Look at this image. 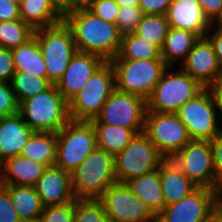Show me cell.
I'll return each instance as SVG.
<instances>
[{
	"instance_id": "obj_20",
	"label": "cell",
	"mask_w": 222,
	"mask_h": 222,
	"mask_svg": "<svg viewBox=\"0 0 222 222\" xmlns=\"http://www.w3.org/2000/svg\"><path fill=\"white\" fill-rule=\"evenodd\" d=\"M35 131L30 129L19 113L0 119V163L20 156L21 150Z\"/></svg>"
},
{
	"instance_id": "obj_43",
	"label": "cell",
	"mask_w": 222,
	"mask_h": 222,
	"mask_svg": "<svg viewBox=\"0 0 222 222\" xmlns=\"http://www.w3.org/2000/svg\"><path fill=\"white\" fill-rule=\"evenodd\" d=\"M63 16L73 10L87 8L91 0H52Z\"/></svg>"
},
{
	"instance_id": "obj_8",
	"label": "cell",
	"mask_w": 222,
	"mask_h": 222,
	"mask_svg": "<svg viewBox=\"0 0 222 222\" xmlns=\"http://www.w3.org/2000/svg\"><path fill=\"white\" fill-rule=\"evenodd\" d=\"M116 89L148 100L168 65L163 59L110 61Z\"/></svg>"
},
{
	"instance_id": "obj_31",
	"label": "cell",
	"mask_w": 222,
	"mask_h": 222,
	"mask_svg": "<svg viewBox=\"0 0 222 222\" xmlns=\"http://www.w3.org/2000/svg\"><path fill=\"white\" fill-rule=\"evenodd\" d=\"M52 83L47 77H38L24 71H15L11 86L18 104L39 92L47 90Z\"/></svg>"
},
{
	"instance_id": "obj_4",
	"label": "cell",
	"mask_w": 222,
	"mask_h": 222,
	"mask_svg": "<svg viewBox=\"0 0 222 222\" xmlns=\"http://www.w3.org/2000/svg\"><path fill=\"white\" fill-rule=\"evenodd\" d=\"M34 36L45 60L47 78L56 85L77 52L72 31L63 20L51 26L35 29Z\"/></svg>"
},
{
	"instance_id": "obj_1",
	"label": "cell",
	"mask_w": 222,
	"mask_h": 222,
	"mask_svg": "<svg viewBox=\"0 0 222 222\" xmlns=\"http://www.w3.org/2000/svg\"><path fill=\"white\" fill-rule=\"evenodd\" d=\"M63 20L72 31L77 51L97 55L105 62L116 57L122 40L116 24L104 21L88 8L70 11Z\"/></svg>"
},
{
	"instance_id": "obj_25",
	"label": "cell",
	"mask_w": 222,
	"mask_h": 222,
	"mask_svg": "<svg viewBox=\"0 0 222 222\" xmlns=\"http://www.w3.org/2000/svg\"><path fill=\"white\" fill-rule=\"evenodd\" d=\"M19 9L21 19L34 30L63 21V14L52 0H23Z\"/></svg>"
},
{
	"instance_id": "obj_17",
	"label": "cell",
	"mask_w": 222,
	"mask_h": 222,
	"mask_svg": "<svg viewBox=\"0 0 222 222\" xmlns=\"http://www.w3.org/2000/svg\"><path fill=\"white\" fill-rule=\"evenodd\" d=\"M104 63L105 61L97 55L77 51L62 78L56 83L58 92L69 102Z\"/></svg>"
},
{
	"instance_id": "obj_38",
	"label": "cell",
	"mask_w": 222,
	"mask_h": 222,
	"mask_svg": "<svg viewBox=\"0 0 222 222\" xmlns=\"http://www.w3.org/2000/svg\"><path fill=\"white\" fill-rule=\"evenodd\" d=\"M18 106L11 83L0 82V119L18 113Z\"/></svg>"
},
{
	"instance_id": "obj_47",
	"label": "cell",
	"mask_w": 222,
	"mask_h": 222,
	"mask_svg": "<svg viewBox=\"0 0 222 222\" xmlns=\"http://www.w3.org/2000/svg\"><path fill=\"white\" fill-rule=\"evenodd\" d=\"M213 94L217 111L222 114V77L209 87Z\"/></svg>"
},
{
	"instance_id": "obj_28",
	"label": "cell",
	"mask_w": 222,
	"mask_h": 222,
	"mask_svg": "<svg viewBox=\"0 0 222 222\" xmlns=\"http://www.w3.org/2000/svg\"><path fill=\"white\" fill-rule=\"evenodd\" d=\"M15 71H24L38 77H47V69L35 36L26 43L11 49Z\"/></svg>"
},
{
	"instance_id": "obj_41",
	"label": "cell",
	"mask_w": 222,
	"mask_h": 222,
	"mask_svg": "<svg viewBox=\"0 0 222 222\" xmlns=\"http://www.w3.org/2000/svg\"><path fill=\"white\" fill-rule=\"evenodd\" d=\"M210 142L212 148L213 166L218 181V190H222V132Z\"/></svg>"
},
{
	"instance_id": "obj_7",
	"label": "cell",
	"mask_w": 222,
	"mask_h": 222,
	"mask_svg": "<svg viewBox=\"0 0 222 222\" xmlns=\"http://www.w3.org/2000/svg\"><path fill=\"white\" fill-rule=\"evenodd\" d=\"M55 165L72 173L97 148L96 131L91 121L69 120L57 133Z\"/></svg>"
},
{
	"instance_id": "obj_23",
	"label": "cell",
	"mask_w": 222,
	"mask_h": 222,
	"mask_svg": "<svg viewBox=\"0 0 222 222\" xmlns=\"http://www.w3.org/2000/svg\"><path fill=\"white\" fill-rule=\"evenodd\" d=\"M131 192L141 199L151 212L157 216L164 208L159 169L135 177L126 182Z\"/></svg>"
},
{
	"instance_id": "obj_29",
	"label": "cell",
	"mask_w": 222,
	"mask_h": 222,
	"mask_svg": "<svg viewBox=\"0 0 222 222\" xmlns=\"http://www.w3.org/2000/svg\"><path fill=\"white\" fill-rule=\"evenodd\" d=\"M141 59H162L161 49L154 43L133 32L122 36L118 53L111 61Z\"/></svg>"
},
{
	"instance_id": "obj_35",
	"label": "cell",
	"mask_w": 222,
	"mask_h": 222,
	"mask_svg": "<svg viewBox=\"0 0 222 222\" xmlns=\"http://www.w3.org/2000/svg\"><path fill=\"white\" fill-rule=\"evenodd\" d=\"M142 16L139 6L119 7L116 21L119 33L123 36L135 32Z\"/></svg>"
},
{
	"instance_id": "obj_21",
	"label": "cell",
	"mask_w": 222,
	"mask_h": 222,
	"mask_svg": "<svg viewBox=\"0 0 222 222\" xmlns=\"http://www.w3.org/2000/svg\"><path fill=\"white\" fill-rule=\"evenodd\" d=\"M46 168L23 156L8 158L0 163V184L35 186Z\"/></svg>"
},
{
	"instance_id": "obj_18",
	"label": "cell",
	"mask_w": 222,
	"mask_h": 222,
	"mask_svg": "<svg viewBox=\"0 0 222 222\" xmlns=\"http://www.w3.org/2000/svg\"><path fill=\"white\" fill-rule=\"evenodd\" d=\"M34 187L44 207L76 200L72 191L71 173L56 165L47 167Z\"/></svg>"
},
{
	"instance_id": "obj_33",
	"label": "cell",
	"mask_w": 222,
	"mask_h": 222,
	"mask_svg": "<svg viewBox=\"0 0 222 222\" xmlns=\"http://www.w3.org/2000/svg\"><path fill=\"white\" fill-rule=\"evenodd\" d=\"M34 29L22 19L3 21L0 25V48L13 49L34 36Z\"/></svg>"
},
{
	"instance_id": "obj_50",
	"label": "cell",
	"mask_w": 222,
	"mask_h": 222,
	"mask_svg": "<svg viewBox=\"0 0 222 222\" xmlns=\"http://www.w3.org/2000/svg\"><path fill=\"white\" fill-rule=\"evenodd\" d=\"M216 25L218 26L216 27V29L222 31V9L220 13L215 17V19L211 22V28L214 29V26Z\"/></svg>"
},
{
	"instance_id": "obj_40",
	"label": "cell",
	"mask_w": 222,
	"mask_h": 222,
	"mask_svg": "<svg viewBox=\"0 0 222 222\" xmlns=\"http://www.w3.org/2000/svg\"><path fill=\"white\" fill-rule=\"evenodd\" d=\"M15 73L11 49L0 48V82L11 83Z\"/></svg>"
},
{
	"instance_id": "obj_22",
	"label": "cell",
	"mask_w": 222,
	"mask_h": 222,
	"mask_svg": "<svg viewBox=\"0 0 222 222\" xmlns=\"http://www.w3.org/2000/svg\"><path fill=\"white\" fill-rule=\"evenodd\" d=\"M158 169L165 206L176 203L197 188L171 159H164Z\"/></svg>"
},
{
	"instance_id": "obj_42",
	"label": "cell",
	"mask_w": 222,
	"mask_h": 222,
	"mask_svg": "<svg viewBox=\"0 0 222 222\" xmlns=\"http://www.w3.org/2000/svg\"><path fill=\"white\" fill-rule=\"evenodd\" d=\"M173 0H139L138 6L143 14L166 15Z\"/></svg>"
},
{
	"instance_id": "obj_11",
	"label": "cell",
	"mask_w": 222,
	"mask_h": 222,
	"mask_svg": "<svg viewBox=\"0 0 222 222\" xmlns=\"http://www.w3.org/2000/svg\"><path fill=\"white\" fill-rule=\"evenodd\" d=\"M143 133L165 159H171L191 140L176 113L146 111Z\"/></svg>"
},
{
	"instance_id": "obj_30",
	"label": "cell",
	"mask_w": 222,
	"mask_h": 222,
	"mask_svg": "<svg viewBox=\"0 0 222 222\" xmlns=\"http://www.w3.org/2000/svg\"><path fill=\"white\" fill-rule=\"evenodd\" d=\"M96 131L97 147L116 156L133 139L136 133L130 128H122L108 124H93Z\"/></svg>"
},
{
	"instance_id": "obj_32",
	"label": "cell",
	"mask_w": 222,
	"mask_h": 222,
	"mask_svg": "<svg viewBox=\"0 0 222 222\" xmlns=\"http://www.w3.org/2000/svg\"><path fill=\"white\" fill-rule=\"evenodd\" d=\"M170 26L166 15L143 14L135 34L162 48Z\"/></svg>"
},
{
	"instance_id": "obj_36",
	"label": "cell",
	"mask_w": 222,
	"mask_h": 222,
	"mask_svg": "<svg viewBox=\"0 0 222 222\" xmlns=\"http://www.w3.org/2000/svg\"><path fill=\"white\" fill-rule=\"evenodd\" d=\"M75 201L62 205L45 206L39 222H74Z\"/></svg>"
},
{
	"instance_id": "obj_6",
	"label": "cell",
	"mask_w": 222,
	"mask_h": 222,
	"mask_svg": "<svg viewBox=\"0 0 222 222\" xmlns=\"http://www.w3.org/2000/svg\"><path fill=\"white\" fill-rule=\"evenodd\" d=\"M115 89V71L110 62H105L92 74L81 91L68 102L70 120L95 119Z\"/></svg>"
},
{
	"instance_id": "obj_45",
	"label": "cell",
	"mask_w": 222,
	"mask_h": 222,
	"mask_svg": "<svg viewBox=\"0 0 222 222\" xmlns=\"http://www.w3.org/2000/svg\"><path fill=\"white\" fill-rule=\"evenodd\" d=\"M205 16L212 22L222 9V0H198Z\"/></svg>"
},
{
	"instance_id": "obj_37",
	"label": "cell",
	"mask_w": 222,
	"mask_h": 222,
	"mask_svg": "<svg viewBox=\"0 0 222 222\" xmlns=\"http://www.w3.org/2000/svg\"><path fill=\"white\" fill-rule=\"evenodd\" d=\"M87 8L104 21L116 24L119 6L114 0H91Z\"/></svg>"
},
{
	"instance_id": "obj_26",
	"label": "cell",
	"mask_w": 222,
	"mask_h": 222,
	"mask_svg": "<svg viewBox=\"0 0 222 222\" xmlns=\"http://www.w3.org/2000/svg\"><path fill=\"white\" fill-rule=\"evenodd\" d=\"M199 38L193 32L170 27L161 48V58L170 67L179 60L181 64Z\"/></svg>"
},
{
	"instance_id": "obj_10",
	"label": "cell",
	"mask_w": 222,
	"mask_h": 222,
	"mask_svg": "<svg viewBox=\"0 0 222 222\" xmlns=\"http://www.w3.org/2000/svg\"><path fill=\"white\" fill-rule=\"evenodd\" d=\"M217 108L212 92L204 88L176 112L191 140L211 141L222 132L218 126Z\"/></svg>"
},
{
	"instance_id": "obj_51",
	"label": "cell",
	"mask_w": 222,
	"mask_h": 222,
	"mask_svg": "<svg viewBox=\"0 0 222 222\" xmlns=\"http://www.w3.org/2000/svg\"><path fill=\"white\" fill-rule=\"evenodd\" d=\"M216 209L222 214V190L218 192L216 197Z\"/></svg>"
},
{
	"instance_id": "obj_39",
	"label": "cell",
	"mask_w": 222,
	"mask_h": 222,
	"mask_svg": "<svg viewBox=\"0 0 222 222\" xmlns=\"http://www.w3.org/2000/svg\"><path fill=\"white\" fill-rule=\"evenodd\" d=\"M0 222H22L8 192L0 185Z\"/></svg>"
},
{
	"instance_id": "obj_34",
	"label": "cell",
	"mask_w": 222,
	"mask_h": 222,
	"mask_svg": "<svg viewBox=\"0 0 222 222\" xmlns=\"http://www.w3.org/2000/svg\"><path fill=\"white\" fill-rule=\"evenodd\" d=\"M74 222H110L99 199H76Z\"/></svg>"
},
{
	"instance_id": "obj_13",
	"label": "cell",
	"mask_w": 222,
	"mask_h": 222,
	"mask_svg": "<svg viewBox=\"0 0 222 222\" xmlns=\"http://www.w3.org/2000/svg\"><path fill=\"white\" fill-rule=\"evenodd\" d=\"M171 160L195 186L218 190L209 141L190 140Z\"/></svg>"
},
{
	"instance_id": "obj_14",
	"label": "cell",
	"mask_w": 222,
	"mask_h": 222,
	"mask_svg": "<svg viewBox=\"0 0 222 222\" xmlns=\"http://www.w3.org/2000/svg\"><path fill=\"white\" fill-rule=\"evenodd\" d=\"M98 199L110 222H156V216L126 183L110 185Z\"/></svg>"
},
{
	"instance_id": "obj_16",
	"label": "cell",
	"mask_w": 222,
	"mask_h": 222,
	"mask_svg": "<svg viewBox=\"0 0 222 222\" xmlns=\"http://www.w3.org/2000/svg\"><path fill=\"white\" fill-rule=\"evenodd\" d=\"M180 68L205 88H209L222 77V68L206 36L195 42Z\"/></svg>"
},
{
	"instance_id": "obj_9",
	"label": "cell",
	"mask_w": 222,
	"mask_h": 222,
	"mask_svg": "<svg viewBox=\"0 0 222 222\" xmlns=\"http://www.w3.org/2000/svg\"><path fill=\"white\" fill-rule=\"evenodd\" d=\"M164 159L143 132L136 134L124 150L114 157L117 182L126 183L150 173L158 169Z\"/></svg>"
},
{
	"instance_id": "obj_48",
	"label": "cell",
	"mask_w": 222,
	"mask_h": 222,
	"mask_svg": "<svg viewBox=\"0 0 222 222\" xmlns=\"http://www.w3.org/2000/svg\"><path fill=\"white\" fill-rule=\"evenodd\" d=\"M204 222H222V214L215 208Z\"/></svg>"
},
{
	"instance_id": "obj_44",
	"label": "cell",
	"mask_w": 222,
	"mask_h": 222,
	"mask_svg": "<svg viewBox=\"0 0 222 222\" xmlns=\"http://www.w3.org/2000/svg\"><path fill=\"white\" fill-rule=\"evenodd\" d=\"M0 19L2 21L21 19L19 6L8 0H0Z\"/></svg>"
},
{
	"instance_id": "obj_12",
	"label": "cell",
	"mask_w": 222,
	"mask_h": 222,
	"mask_svg": "<svg viewBox=\"0 0 222 222\" xmlns=\"http://www.w3.org/2000/svg\"><path fill=\"white\" fill-rule=\"evenodd\" d=\"M146 100L117 89L105 101L92 124H108L130 128L136 134L144 131Z\"/></svg>"
},
{
	"instance_id": "obj_46",
	"label": "cell",
	"mask_w": 222,
	"mask_h": 222,
	"mask_svg": "<svg viewBox=\"0 0 222 222\" xmlns=\"http://www.w3.org/2000/svg\"><path fill=\"white\" fill-rule=\"evenodd\" d=\"M211 34V31L209 29V31L206 33V37L209 39V41L211 42L214 52L216 54V57L218 59L219 65L222 68V31L216 29L215 32Z\"/></svg>"
},
{
	"instance_id": "obj_5",
	"label": "cell",
	"mask_w": 222,
	"mask_h": 222,
	"mask_svg": "<svg viewBox=\"0 0 222 222\" xmlns=\"http://www.w3.org/2000/svg\"><path fill=\"white\" fill-rule=\"evenodd\" d=\"M173 69L174 66H168L163 72L161 79L146 101V111L176 113L182 105L205 88L181 68L176 73Z\"/></svg>"
},
{
	"instance_id": "obj_24",
	"label": "cell",
	"mask_w": 222,
	"mask_h": 222,
	"mask_svg": "<svg viewBox=\"0 0 222 222\" xmlns=\"http://www.w3.org/2000/svg\"><path fill=\"white\" fill-rule=\"evenodd\" d=\"M0 185L8 192L22 222L37 221L40 218L44 206L34 186Z\"/></svg>"
},
{
	"instance_id": "obj_2",
	"label": "cell",
	"mask_w": 222,
	"mask_h": 222,
	"mask_svg": "<svg viewBox=\"0 0 222 222\" xmlns=\"http://www.w3.org/2000/svg\"><path fill=\"white\" fill-rule=\"evenodd\" d=\"M18 113L34 131L57 133L69 120L68 102L56 85L23 100Z\"/></svg>"
},
{
	"instance_id": "obj_3",
	"label": "cell",
	"mask_w": 222,
	"mask_h": 222,
	"mask_svg": "<svg viewBox=\"0 0 222 222\" xmlns=\"http://www.w3.org/2000/svg\"><path fill=\"white\" fill-rule=\"evenodd\" d=\"M71 179L76 199H98L117 182L114 156L97 147L71 173Z\"/></svg>"
},
{
	"instance_id": "obj_15",
	"label": "cell",
	"mask_w": 222,
	"mask_h": 222,
	"mask_svg": "<svg viewBox=\"0 0 222 222\" xmlns=\"http://www.w3.org/2000/svg\"><path fill=\"white\" fill-rule=\"evenodd\" d=\"M219 190L197 187L192 193L164 206L156 222H204L216 208Z\"/></svg>"
},
{
	"instance_id": "obj_49",
	"label": "cell",
	"mask_w": 222,
	"mask_h": 222,
	"mask_svg": "<svg viewBox=\"0 0 222 222\" xmlns=\"http://www.w3.org/2000/svg\"><path fill=\"white\" fill-rule=\"evenodd\" d=\"M119 7L138 6L139 0H114Z\"/></svg>"
},
{
	"instance_id": "obj_27",
	"label": "cell",
	"mask_w": 222,
	"mask_h": 222,
	"mask_svg": "<svg viewBox=\"0 0 222 222\" xmlns=\"http://www.w3.org/2000/svg\"><path fill=\"white\" fill-rule=\"evenodd\" d=\"M20 156L42 163L47 167L55 165L57 158L56 133L35 131L21 150Z\"/></svg>"
},
{
	"instance_id": "obj_52",
	"label": "cell",
	"mask_w": 222,
	"mask_h": 222,
	"mask_svg": "<svg viewBox=\"0 0 222 222\" xmlns=\"http://www.w3.org/2000/svg\"><path fill=\"white\" fill-rule=\"evenodd\" d=\"M8 1H10L11 3H14V4L20 6L23 0H8Z\"/></svg>"
},
{
	"instance_id": "obj_19",
	"label": "cell",
	"mask_w": 222,
	"mask_h": 222,
	"mask_svg": "<svg viewBox=\"0 0 222 222\" xmlns=\"http://www.w3.org/2000/svg\"><path fill=\"white\" fill-rule=\"evenodd\" d=\"M169 26L204 37L211 28L198 0H173L167 10Z\"/></svg>"
}]
</instances>
